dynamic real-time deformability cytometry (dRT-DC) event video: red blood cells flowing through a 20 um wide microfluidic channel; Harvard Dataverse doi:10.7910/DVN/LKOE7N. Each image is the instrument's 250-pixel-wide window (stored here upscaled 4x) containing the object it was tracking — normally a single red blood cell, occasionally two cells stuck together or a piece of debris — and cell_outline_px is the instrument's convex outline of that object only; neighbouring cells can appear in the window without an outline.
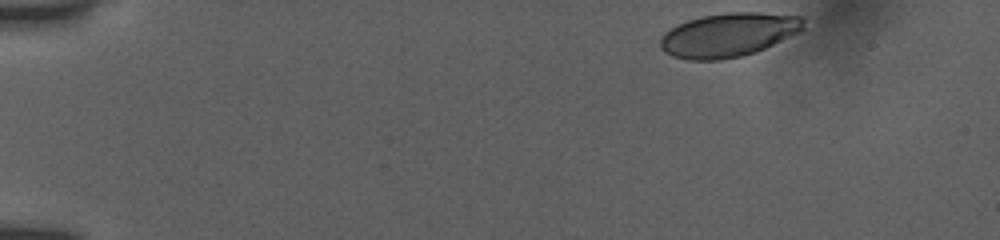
{"species": "human", "species_latin": "Homo sapiens", "temperature_condition": "room temperature", "stored_images_in_passage": 13, "camera_frame_rate_fps": 3000, "um_per_image_px": 0.085, "donor": {"sex": "female"}, "frame": {"image": 1, "passage_image": 1, "time_ms": 0.0, "image_size_px": [1000, 240], "cell_outline_px": [[804, 28], [800, 32], [756, 52], [740, 56], [720, 60], [688, 60], [672, 56], [664, 52], [660, 48], [660, 40], [664, 32], [688, 20], [700, 16], [724, 12], [760, 12], [800, 16], [804, 20]], "centroid_in_image_um": [61.92, 2.96], "position_along_channel_um": 23.1, "area_um2": 36.76}}
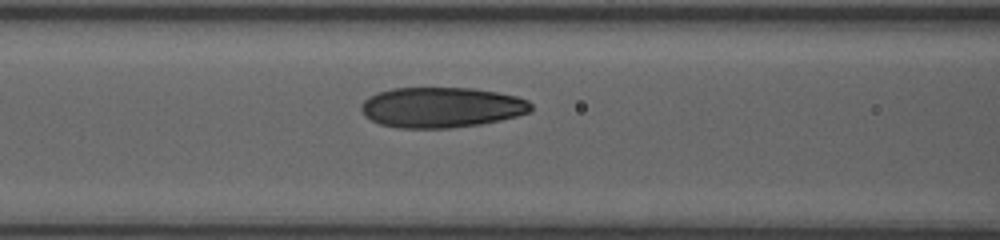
{"frame": {"image": 2, "passage_image": 10, "time_ms": 5.667, "image_size_px": [1000, 240], "cell_outline_px": [[532, 108], [528, 112], [516, 116], [500, 120], [480, 124], [452, 128], [400, 128], [380, 124], [364, 116], [360, 108], [360, 104], [368, 96], [392, 88], [472, 88], [496, 92], [516, 96], [528, 100], [532, 104]], "centroid_in_image_um": [37.5, 9.13], "position_along_channel_um": 129.1, "area_um2": 40.0}}
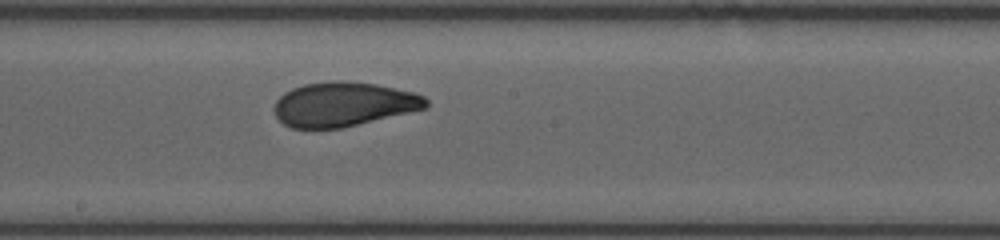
{"frame": {"image": 3, "passage_image": 13, "time_ms": 8.0, "image_size_px": [1000, 240], "cell_outline_px": [[428, 108], [340, 128], [292, 128], [284, 124], [276, 116], [276, 100], [284, 92], [292, 88], [304, 84], [332, 80], [340, 80], [376, 84], [412, 92], [424, 96], [428, 100]], "centroid_in_image_um": [29.21, 8.85], "position_along_channel_um": 219.0, "area_um2": 39.02}}